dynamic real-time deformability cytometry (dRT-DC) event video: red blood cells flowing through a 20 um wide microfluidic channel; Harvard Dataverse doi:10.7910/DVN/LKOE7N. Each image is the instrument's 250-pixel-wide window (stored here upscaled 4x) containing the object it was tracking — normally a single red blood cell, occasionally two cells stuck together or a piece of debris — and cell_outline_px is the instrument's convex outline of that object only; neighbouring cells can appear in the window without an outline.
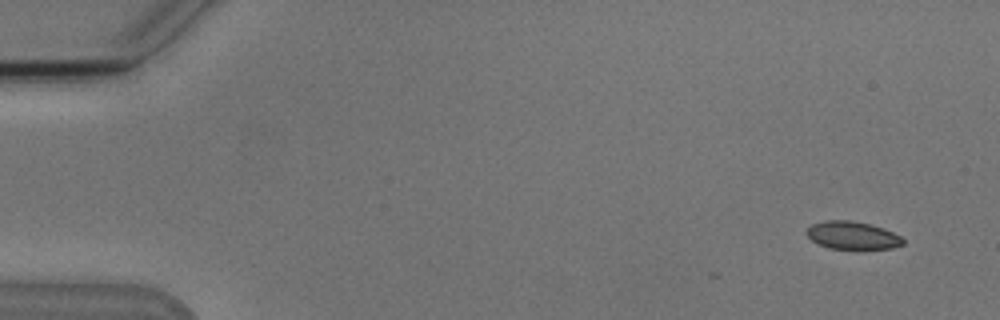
{"species": "Egyptian fruit bat (a non-hibernating species)", "species_latin": "Rousettus aegyptiacus", "temperature_condition": "cold", "stored_images_in_passage": 4, "camera_frame_rate_fps": 3000, "um_per_image_px": 0.085, "animal": {"sex": "male"}, "frame": {"image": 1, "passage_image": 1, "time_ms": 0.0, "image_size_px": [1000, 320], "cell_outline_px": [[904, 244], [892, 248], [856, 252], [828, 248], [812, 240], [804, 232], [812, 224], [824, 220], [852, 220], [872, 224], [884, 228], [900, 236], [904, 240]], "centroid_in_image_um": [72.48, 20.05], "position_along_channel_um": 12.5, "area_um2": 16.47}}